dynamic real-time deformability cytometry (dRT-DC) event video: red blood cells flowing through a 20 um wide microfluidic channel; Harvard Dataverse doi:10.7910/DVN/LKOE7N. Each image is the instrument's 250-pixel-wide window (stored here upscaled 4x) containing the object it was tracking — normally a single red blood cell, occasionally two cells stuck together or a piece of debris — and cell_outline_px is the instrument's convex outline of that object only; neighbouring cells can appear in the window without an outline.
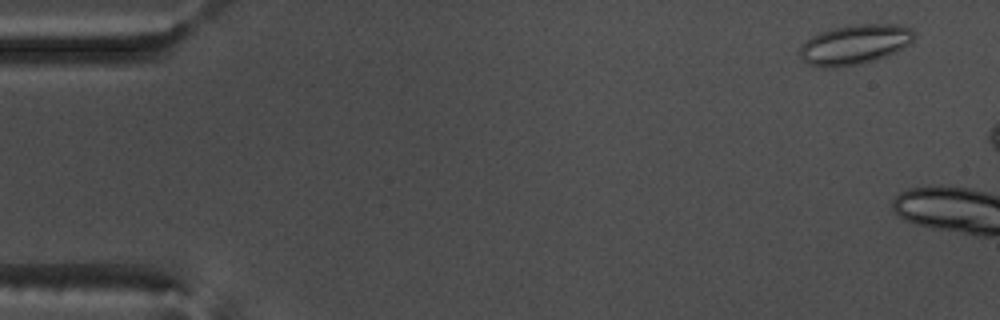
{"species": "common noctule bat (a hibernating species)", "species_latin": "Nyctalus noctula", "temperature_condition": "warm", "stored_images_in_passage": 11, "camera_frame_rate_fps": 3000, "um_per_image_px": 0.085, "animal": {"sex": "male", "body_mass_g": 17.5, "forearm_length_mm": 52.3}, "frame": {"image": 1, "passage_image": 4, "time_ms": 1.0, "image_size_px": [1000, 320], "cell_outline_px": [[916, 36], [908, 44], [896, 52], [888, 56], [876, 60], [856, 64], [832, 68], [820, 68], [804, 64], [800, 56], [800, 48], [812, 36], [820, 32], [832, 28], [856, 24], [896, 24], [912, 28], [916, 32]], "centroid_in_image_um": [72.66, 3.79], "position_along_channel_um": 12.3, "area_um2": 26.76}}